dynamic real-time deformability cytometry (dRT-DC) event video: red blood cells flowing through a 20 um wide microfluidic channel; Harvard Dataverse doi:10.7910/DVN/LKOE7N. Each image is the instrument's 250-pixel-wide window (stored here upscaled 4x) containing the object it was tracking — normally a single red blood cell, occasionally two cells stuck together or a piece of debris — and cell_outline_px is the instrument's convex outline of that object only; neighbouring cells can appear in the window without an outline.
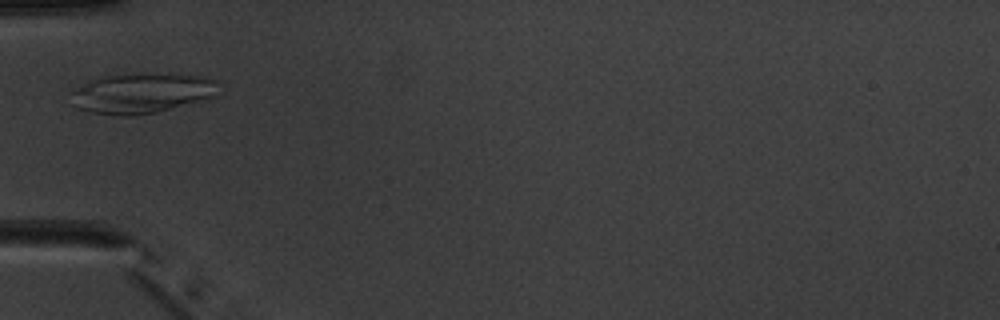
{"species": "common noctule bat (a hibernating species)", "species_latin": "Nyctalus noctula", "temperature_condition": "warm", "stored_images_in_passage": 3, "camera_frame_rate_fps": 3000, "um_per_image_px": 0.085, "animal": {"sex": "male", "body_mass_g": 20.1, "forearm_length_mm": 53.5}, "frame": {"image": 1, "passage_image": 3, "time_ms": 2.333, "image_size_px": [1000, 320], "cell_outline_px": [[212, 96], [200, 100], [156, 112], [136, 116], [120, 116], [92, 112], [76, 108], [72, 104], [72, 92], [76, 88], [88, 80], [104, 76], [204, 76], [212, 80]], "centroid_in_image_um": [11.86, 7.98], "position_along_channel_um": 73.1, "area_um2": 32.6}}